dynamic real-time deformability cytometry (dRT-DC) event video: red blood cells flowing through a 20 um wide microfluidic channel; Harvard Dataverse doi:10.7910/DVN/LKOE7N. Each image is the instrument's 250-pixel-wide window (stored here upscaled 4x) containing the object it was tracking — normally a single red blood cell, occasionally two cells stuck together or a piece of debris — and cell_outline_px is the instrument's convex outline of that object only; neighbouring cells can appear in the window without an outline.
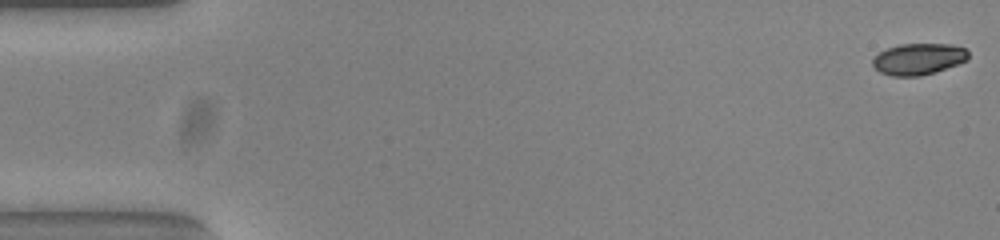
{"species": "common noctule bat (a hibernating species)", "species_latin": "Nyctalus noctula", "temperature_condition": "warm", "stored_images_in_passage": 16, "camera_frame_rate_fps": 3000, "um_per_image_px": 0.085, "animal": {"sex": "female", "body_mass_g": 23.0, "forearm_length_mm": 53.4}, "frame": {"image": 1, "passage_image": 1, "time_ms": 0.0, "image_size_px": [1000, 240], "cell_outline_px": [[968, 60], [936, 72], [920, 76], [892, 76], [880, 72], [872, 64], [872, 60], [880, 52], [888, 48], [900, 44], [952, 44], [964, 48], [968, 52]], "centroid_in_image_um": [78.09, 5.02], "position_along_channel_um": 6.9, "area_um2": 17.46}}
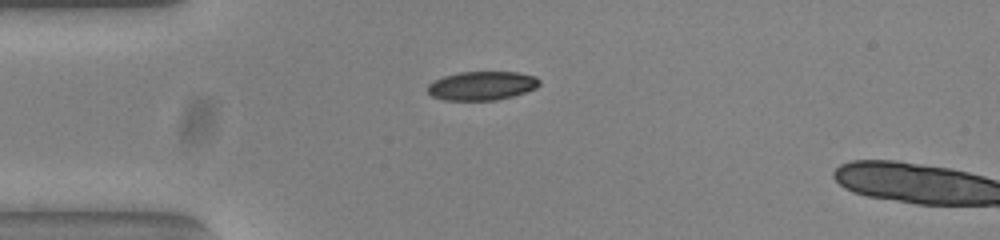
{"frame": {"image": 2, "passage_image": 14, "time_ms": 4.333, "image_size_px": [1000, 240], "cell_outline_px": [[540, 84], [536, 88], [512, 96], [496, 100], [444, 100], [432, 96], [428, 92], [428, 84], [432, 80], [444, 76], [460, 72], [516, 72], [536, 76], [540, 80]], "centroid_in_image_um": [40.95, 7.28], "position_along_channel_um": 44.1, "area_um2": 18.79}}